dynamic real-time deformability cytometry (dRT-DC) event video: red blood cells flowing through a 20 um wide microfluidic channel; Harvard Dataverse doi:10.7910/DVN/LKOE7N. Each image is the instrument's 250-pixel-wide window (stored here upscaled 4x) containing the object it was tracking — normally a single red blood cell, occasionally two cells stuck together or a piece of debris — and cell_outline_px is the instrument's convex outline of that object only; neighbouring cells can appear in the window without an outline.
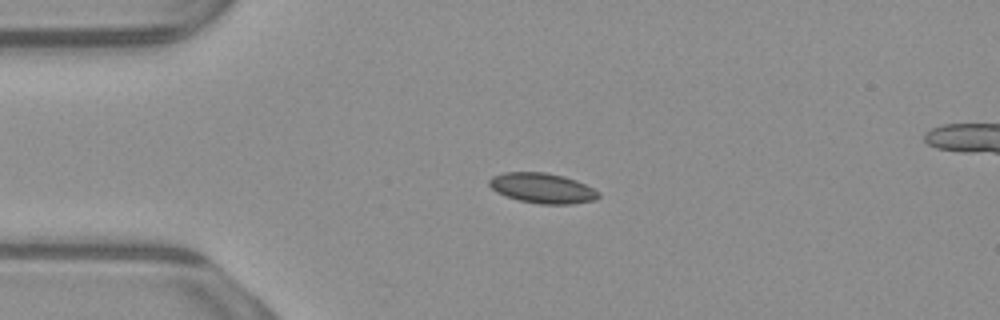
{"species": "common noctule bat (a hibernating species)", "species_latin": "Nyctalus noctula", "temperature_condition": "warm", "stored_images_in_passage": 42, "camera_frame_rate_fps": 3000, "um_per_image_px": 0.085, "animal": {"sex": "male", "body_mass_g": 23.1, "forearm_length_mm": 52.7}, "frame": {"image": 1, "passage_image": 1, "time_ms": 0.0, "image_size_px": [1000, 320], "cell_outline_px": [[600, 196], [596, 200], [572, 204], [540, 204], [520, 200], [496, 192], [488, 184], [488, 180], [492, 176], [504, 172], [544, 172], [564, 176], [576, 180], [600, 192]], "centroid_in_image_um": [46.11, 15.99], "position_along_channel_um": 38.9, "area_um2": 19.19}}
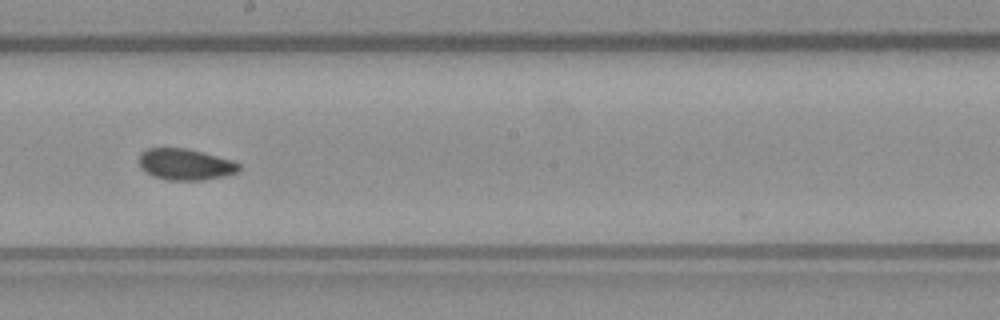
{"frame": {"image": 2, "passage_image": 18, "time_ms": 5.667, "image_size_px": [1000, 320], "cell_outline_px": [[240, 168], [236, 172], [224, 176], [204, 180], [168, 180], [152, 176], [140, 168], [140, 152], [148, 148], [188, 148], [232, 160], [240, 164]], "centroid_in_image_um": [15.74, 13.97], "position_along_channel_um": 232.5, "area_um2": 18.26}}
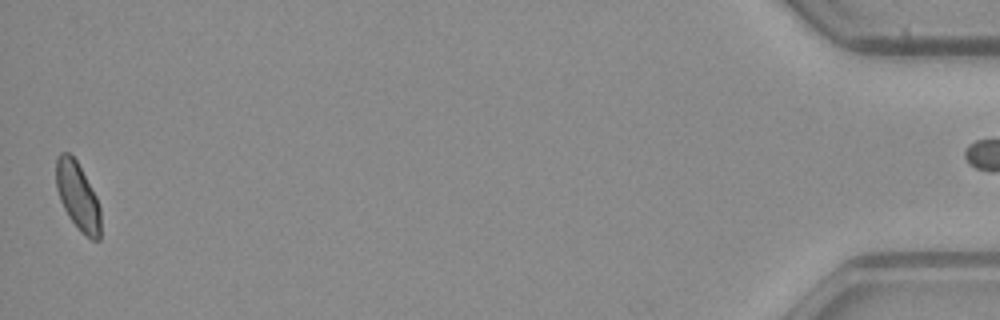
{"frame": {"image": 3, "passage_image": 41, "time_ms": 13.333, "image_size_px": [1000, 320], "cell_outline_px": [[100, 240], [92, 240], [80, 232], [68, 216], [60, 200], [56, 188], [56, 156], [60, 152], [68, 152], [76, 160], [96, 196], [100, 208]], "centroid_in_image_um": [6.59, 16.69], "position_along_channel_um": 428.6, "area_um2": 17.57}, "authors_computed_cell_mechanics": {"area_um2": 18.1492, "velocity_mm_per_s": 3.9019, "shape_relaxation_time_tau1_ms": null, "shape_relaxation_time_tau2_ms": 6.9946, "deformation_change_tau1": null, "deformation_change_tau2": 0.0764}}